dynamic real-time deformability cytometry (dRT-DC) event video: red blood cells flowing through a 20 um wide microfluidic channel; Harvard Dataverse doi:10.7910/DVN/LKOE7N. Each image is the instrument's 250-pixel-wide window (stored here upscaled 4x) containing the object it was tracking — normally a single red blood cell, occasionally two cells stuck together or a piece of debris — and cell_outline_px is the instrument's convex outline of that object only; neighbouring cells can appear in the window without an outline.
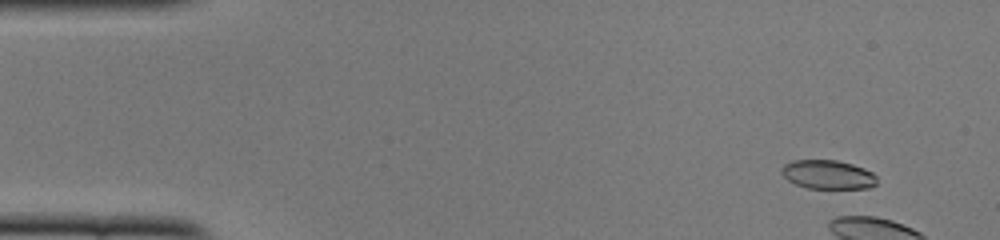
{"species": "common noctule bat (a hibernating species)", "species_latin": "Nyctalus noctula", "temperature_condition": "cold", "stored_images_in_passage": 10, "camera_frame_rate_fps": 3000, "um_per_image_px": 0.085, "animal": {"sex": "female", "body_mass_g": 22.0, "forearm_length_mm": 56.7}, "frame": {"image": 1, "passage_image": 5, "time_ms": 1.333, "image_size_px": [1000, 240], "cell_outline_px": [[876, 184], [868, 188], [808, 188], [796, 184], [788, 180], [780, 172], [780, 168], [784, 164], [792, 160], [836, 160], [852, 164], [864, 168], [872, 172], [876, 176]], "centroid_in_image_um": [70.35, 14.83], "position_along_channel_um": 14.7, "area_um2": 16.07}}